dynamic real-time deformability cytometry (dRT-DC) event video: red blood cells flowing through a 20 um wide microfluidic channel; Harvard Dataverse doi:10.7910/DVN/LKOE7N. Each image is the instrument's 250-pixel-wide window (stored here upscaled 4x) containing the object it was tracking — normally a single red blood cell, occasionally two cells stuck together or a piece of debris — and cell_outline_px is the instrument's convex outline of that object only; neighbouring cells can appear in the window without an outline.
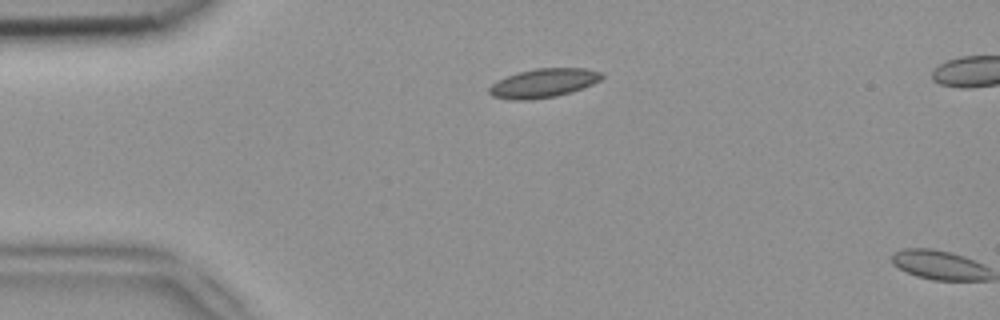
{"species": "common noctule bat (a hibernating species)", "species_latin": "Nyctalus noctula", "temperature_condition": "room temperature", "stored_images_in_passage": 2, "camera_frame_rate_fps": 3000, "um_per_image_px": 0.085, "animal": {"sex": "female", "body_mass_g": 18.4}, "frame": {"image": 1, "passage_image": 1, "time_ms": 0.0, "image_size_px": [1000, 320], "cell_outline_px": [[604, 76], [600, 80], [592, 84], [572, 92], [556, 96], [532, 100], [512, 100], [492, 96], [488, 92], [488, 88], [492, 84], [508, 76], [520, 72], [536, 68], [584, 68], [604, 72]], "centroid_in_image_um": [46.22, 7.07], "position_along_channel_um": 38.8, "area_um2": 18.96}}